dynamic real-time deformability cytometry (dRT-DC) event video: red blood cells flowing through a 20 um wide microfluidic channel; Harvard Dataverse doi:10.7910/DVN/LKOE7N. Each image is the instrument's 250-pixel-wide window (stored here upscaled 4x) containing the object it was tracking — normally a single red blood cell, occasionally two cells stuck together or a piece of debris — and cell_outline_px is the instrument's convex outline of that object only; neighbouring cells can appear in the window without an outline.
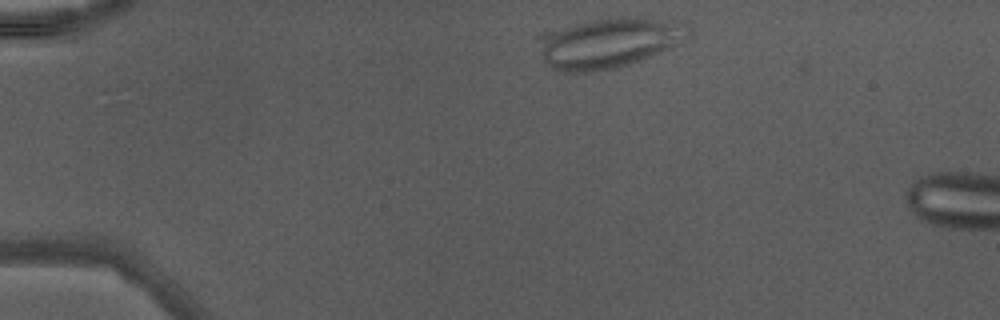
{"species": "Egyptian fruit bat (a non-hibernating species)", "species_latin": "Rousettus aegyptiacus", "temperature_condition": "warm", "stored_images_in_passage": 6, "camera_frame_rate_fps": 3000, "um_per_image_px": 0.085, "animal": {"sex": "male"}, "frame": {"image": 1, "passage_image": 2, "time_ms": 0.333, "image_size_px": [1000, 320], "cell_outline_px": [[692, 28], [680, 44], [640, 60], [616, 68], [592, 72], [564, 72], [552, 68], [544, 60], [532, 36], [540, 32], [592, 20], [624, 16], [644, 16], [688, 20]], "centroid_in_image_um": [51.77, 3.59], "position_along_channel_um": 33.2, "area_um2": 45.26}}